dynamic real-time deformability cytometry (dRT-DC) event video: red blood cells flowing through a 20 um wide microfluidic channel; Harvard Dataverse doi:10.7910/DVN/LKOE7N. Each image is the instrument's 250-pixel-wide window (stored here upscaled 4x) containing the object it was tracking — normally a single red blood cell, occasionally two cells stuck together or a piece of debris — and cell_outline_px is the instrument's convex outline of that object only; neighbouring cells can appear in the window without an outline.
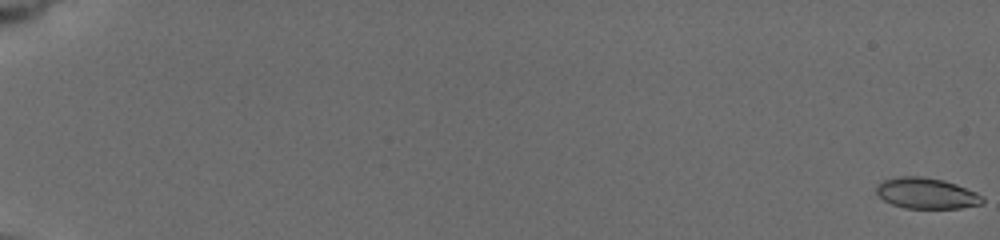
{"species": "common noctule bat (a hibernating species)", "species_latin": "Nyctalus noctula", "temperature_condition": "cold", "stored_images_in_passage": 52, "camera_frame_rate_fps": 3000, "um_per_image_px": 0.085, "animal": {"sex": "female", "body_mass_g": 19.5, "forearm_length_mm": 54.1}, "frame": {"image": 1, "passage_image": 1, "time_ms": 0.0, "image_size_px": [1000, 240], "cell_outline_px": [[984, 204], [960, 208], [904, 208], [892, 204], [884, 200], [876, 192], [876, 184], [884, 180], [900, 176], [920, 176], [944, 180], [956, 184], [976, 192], [984, 196]], "centroid_in_image_um": [78.77, 16.43], "position_along_channel_um": 6.2, "area_um2": 19.19}}
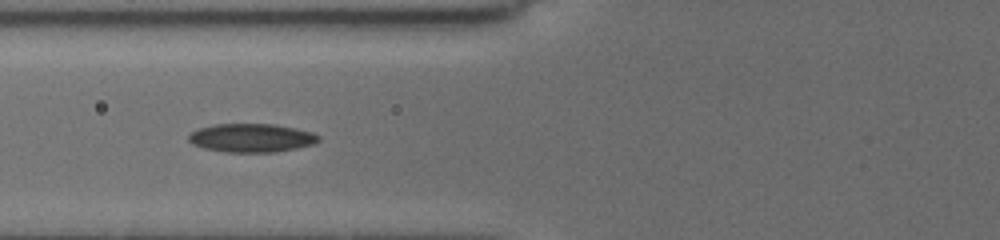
{"frame": {"image": 2, "passage_image": 30, "time_ms": 8.333, "image_size_px": [1000, 240], "cell_outline_px": [[320, 140], [312, 144], [296, 148], [276, 152], [228, 152], [204, 148], [192, 144], [188, 140], [188, 136], [196, 128], [216, 124], [272, 124], [296, 128], [312, 132], [320, 136]], "centroid_in_image_um": [21.36, 11.72], "position_along_channel_um": 104.4, "area_um2": 21.62}}
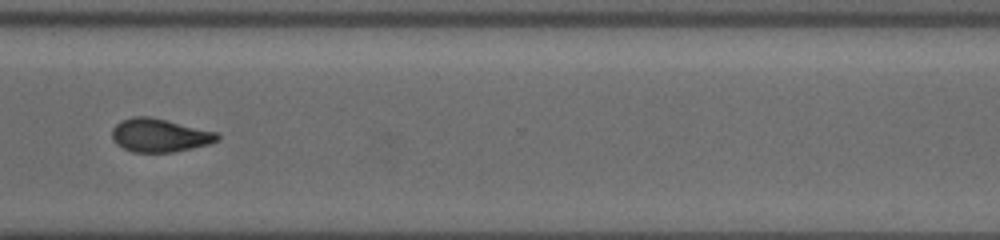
{"frame": {"image": 3, "passage_image": 51, "time_ms": 15.0, "image_size_px": [1000, 240], "cell_outline_px": [[220, 140], [208, 144], [192, 148], [172, 152], [132, 152], [116, 144], [112, 140], [112, 128], [120, 120], [132, 116], [148, 116], [216, 132], [220, 136]], "centroid_in_image_um": [13.53, 11.5], "position_along_channel_um": 357.1, "area_um2": 20.4}}